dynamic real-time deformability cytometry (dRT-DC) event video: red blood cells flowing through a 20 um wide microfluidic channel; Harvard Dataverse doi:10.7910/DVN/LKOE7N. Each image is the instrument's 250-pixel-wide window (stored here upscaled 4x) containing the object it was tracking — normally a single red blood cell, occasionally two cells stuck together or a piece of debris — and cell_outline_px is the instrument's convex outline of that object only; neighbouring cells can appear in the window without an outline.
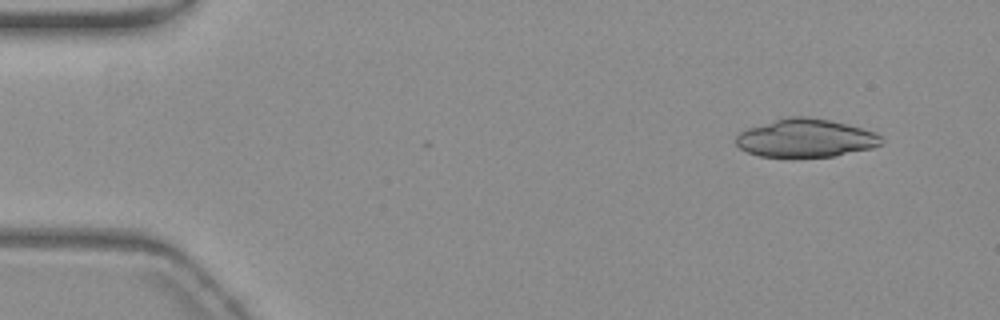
{"species": "common noctule bat (a hibernating species)", "species_latin": "Nyctalus noctula", "temperature_condition": "warm", "stored_images_in_passage": 8, "camera_frame_rate_fps": 3000, "um_per_image_px": 0.085, "animal": {"sex": "female", "body_mass_g": 19.3, "forearm_length_mm": 54.1}, "frame": {"image": 1, "passage_image": 5, "time_ms": 1.333, "image_size_px": [1000, 320], "cell_outline_px": [[880, 144], [872, 148], [836, 156], [760, 156], [748, 152], [740, 148], [736, 144], [736, 136], [740, 132], [748, 128], [788, 116], [804, 116], [828, 120], [876, 132], [880, 136]], "centroid_in_image_um": [68.46, 11.74], "position_along_channel_um": 16.5, "area_um2": 31.79}}